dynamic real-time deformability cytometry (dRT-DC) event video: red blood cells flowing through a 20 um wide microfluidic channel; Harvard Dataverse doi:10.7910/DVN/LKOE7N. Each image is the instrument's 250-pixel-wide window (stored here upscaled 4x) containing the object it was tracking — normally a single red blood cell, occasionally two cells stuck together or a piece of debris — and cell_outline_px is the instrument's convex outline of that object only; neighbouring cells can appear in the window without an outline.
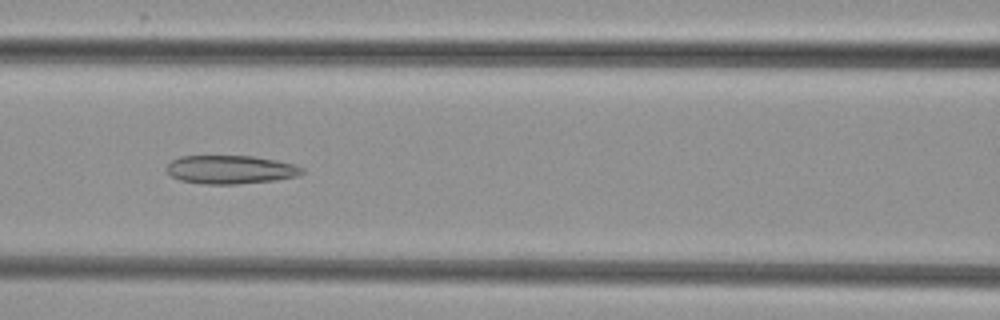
{"species": "common noctule bat (a hibernating species)", "species_latin": "Nyctalus noctula", "temperature_condition": "cold", "stored_images_in_passage": 8, "camera_frame_rate_fps": 3000, "um_per_image_px": 0.085, "animal": {"sex": "female", "body_mass_g": 29.2, "forearm_length_mm": 56.3}, "frame": {"image": 1, "passage_image": 6, "time_ms": 6.667, "image_size_px": [1000, 320], "cell_outline_px": [[304, 172], [296, 176], [276, 180], [236, 184], [200, 184], [180, 180], [172, 176], [164, 168], [172, 160], [180, 156], [252, 156], [276, 160], [296, 164], [304, 168]], "centroid_in_image_um": [19.59, 14.41], "position_along_channel_um": 147.0, "area_um2": 22.6}}
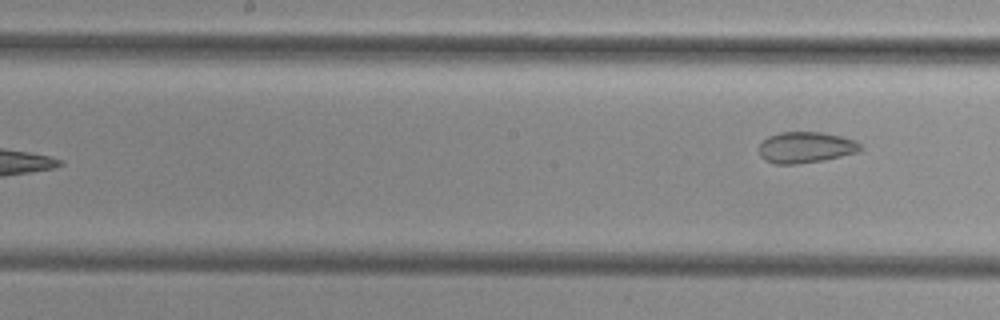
{"frame": {"image": 2, "passage_image": 8, "time_ms": 9.333, "image_size_px": [1000, 320], "cell_outline_px": [[860, 148], [856, 152], [824, 160], [796, 164], [776, 164], [764, 160], [760, 156], [760, 144], [768, 136], [780, 132], [820, 132], [840, 136], [856, 140], [860, 144]], "centroid_in_image_um": [68.45, 12.53], "position_along_channel_um": 179.7, "area_um2": 18.21}}